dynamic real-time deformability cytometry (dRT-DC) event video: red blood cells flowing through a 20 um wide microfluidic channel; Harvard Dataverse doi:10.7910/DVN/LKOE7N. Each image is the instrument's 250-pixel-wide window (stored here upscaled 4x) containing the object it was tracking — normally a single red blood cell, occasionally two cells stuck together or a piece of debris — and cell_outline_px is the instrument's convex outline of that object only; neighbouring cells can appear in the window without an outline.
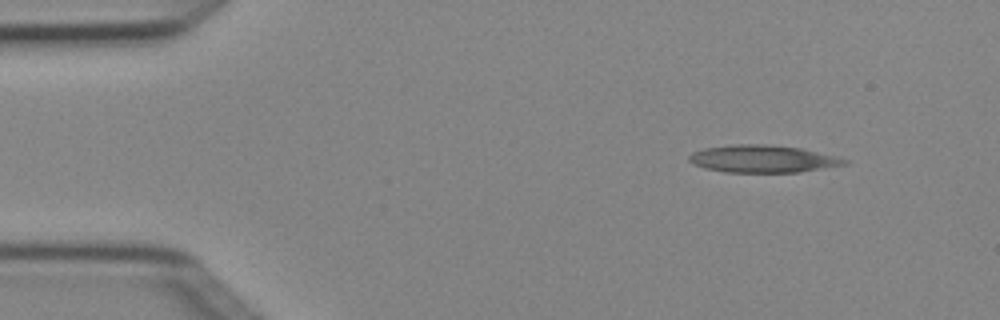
{"species": "Egyptian fruit bat (a non-hibernating species)", "species_latin": "Rousettus aegyptiacus", "temperature_condition": "cold", "stored_images_in_passage": 4, "camera_frame_rate_fps": 3000, "um_per_image_px": 0.085, "animal": {"sex": "female"}, "frame": {"image": 1, "passage_image": 1, "time_ms": 0.0, "image_size_px": [1000, 320], "cell_outline_px": [[848, 164], [800, 172], [724, 172], [704, 168], [692, 164], [688, 160], [688, 156], [692, 152], [704, 148], [732, 144], [764, 144], [800, 148], [848, 160]], "centroid_in_image_um": [64.75, 13.5], "position_along_channel_um": 20.2, "area_um2": 24.68}}
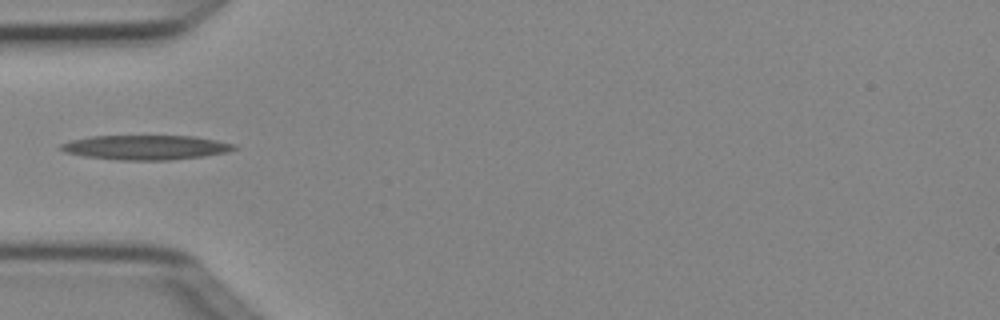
{"frame": {"image": 2, "passage_image": 4, "time_ms": 1.0, "image_size_px": [1000, 320], "cell_outline_px": [[240, 148], [228, 152], [200, 156], [168, 160], [120, 160], [84, 156], [64, 152], [60, 148], [60, 144], [72, 140], [92, 136], [192, 136], [216, 140], [236, 144]], "centroid_in_image_um": [12.41, 12.53], "position_along_channel_um": 72.6, "area_um2": 24.68}}